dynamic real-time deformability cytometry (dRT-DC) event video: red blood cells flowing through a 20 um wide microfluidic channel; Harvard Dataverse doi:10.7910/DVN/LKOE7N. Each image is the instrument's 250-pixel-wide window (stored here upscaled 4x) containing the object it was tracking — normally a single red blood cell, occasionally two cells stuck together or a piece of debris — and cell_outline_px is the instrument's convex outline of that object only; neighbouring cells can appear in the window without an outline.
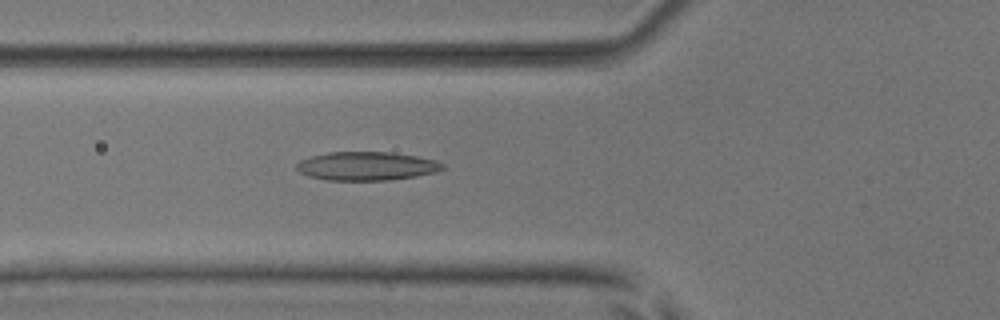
{"species": "common noctule bat (a hibernating species)", "species_latin": "Nyctalus noctula", "temperature_condition": "room temperature", "stored_images_in_passage": 53, "camera_frame_rate_fps": 3000, "um_per_image_px": 0.085, "animal": {"sex": "male", "body_mass_g": 17.9, "forearm_length_mm": 54.2}, "frame": {"image": 1, "passage_image": 20, "time_ms": 6.333, "image_size_px": [1000, 320], "cell_outline_px": [[444, 168], [436, 172], [416, 176], [388, 180], [328, 180], [308, 176], [300, 172], [296, 168], [296, 164], [300, 160], [312, 156], [328, 152], [388, 152], [416, 156], [436, 160], [444, 164]], "centroid_in_image_um": [31.16, 14.11], "position_along_channel_um": 94.6, "area_um2": 24.28}}
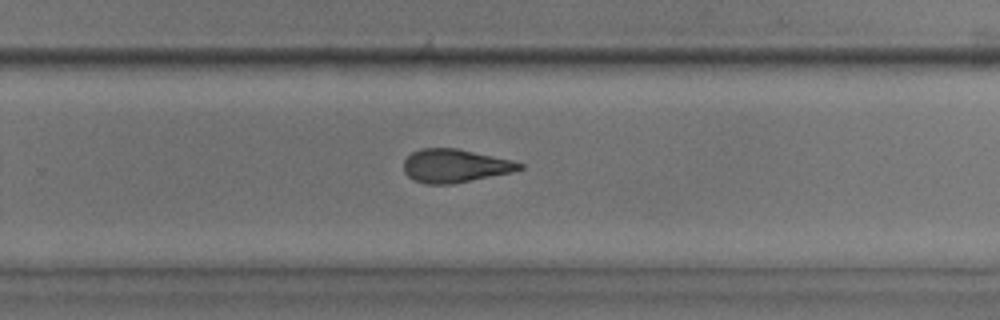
{"frame": {"image": 2, "passage_image": 35, "time_ms": 11.333, "image_size_px": [1000, 320], "cell_outline_px": [[524, 168], [512, 172], [452, 184], [424, 184], [408, 176], [404, 172], [404, 160], [412, 152], [420, 148], [456, 148], [512, 160], [524, 164]], "centroid_in_image_um": [38.67, 14.09], "position_along_channel_um": 291.1, "area_um2": 22.43}}
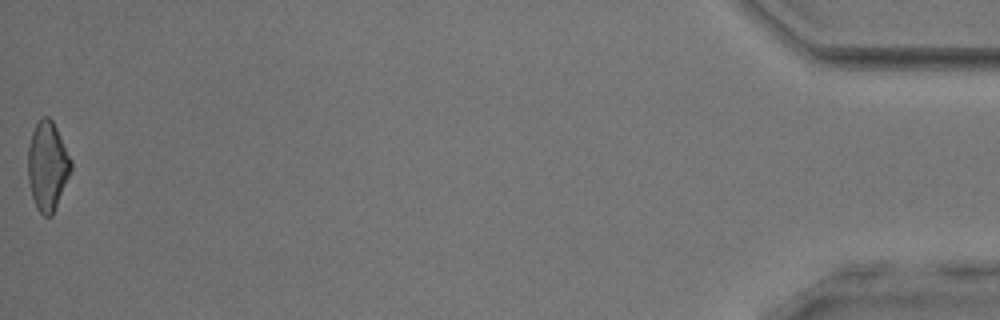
{"frame": {"image": 3, "passage_image": 53, "time_ms": 17.333, "image_size_px": [1000, 320], "cell_outline_px": [[72, 168], [52, 216], [44, 216], [36, 208], [32, 196], [28, 180], [28, 144], [32, 132], [36, 124], [44, 116], [48, 116], [52, 120], [72, 160]], "centroid_in_image_um": [4.03, 14.11], "position_along_channel_um": 431.2, "area_um2": 22.14}, "authors_computed_cell_mechanics": {"area_um2": 23.5246, "velocity_mm_per_s": 3.9342, "shape_relaxation_time_tau1_ms": 5.6131, "shape_relaxation_time_tau2_ms": 4.675, "deformation_change_tau1": 0.193, "deformation_change_tau2": 0.1402}}